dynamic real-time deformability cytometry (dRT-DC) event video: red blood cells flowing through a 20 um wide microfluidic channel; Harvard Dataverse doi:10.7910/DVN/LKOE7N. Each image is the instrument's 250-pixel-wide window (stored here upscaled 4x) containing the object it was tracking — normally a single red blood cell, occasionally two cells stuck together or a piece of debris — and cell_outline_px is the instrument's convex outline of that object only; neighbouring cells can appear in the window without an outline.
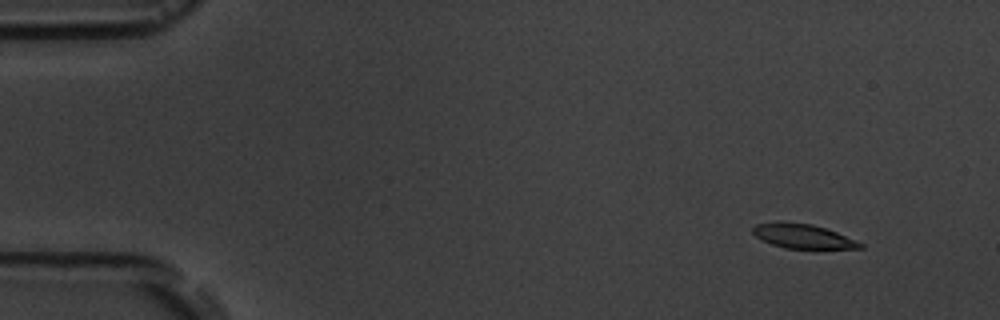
{"species": "common noctule bat (a hibernating species)", "species_latin": "Nyctalus noctula", "temperature_condition": "room temperature", "stored_images_in_passage": 8, "camera_frame_rate_fps": 3000, "um_per_image_px": 0.085, "animal": {"sex": "male", "body_mass_g": 19.5, "forearm_length_mm": 54.6}, "frame": {"image": 1, "passage_image": 2, "time_ms": 1.0, "image_size_px": [1000, 320], "cell_outline_px": [[864, 248], [784, 248], [772, 244], [756, 236], [752, 232], [752, 228], [756, 224], [776, 220], [784, 220], [812, 224], [836, 232], [864, 244]], "centroid_in_image_um": [68.18, 20.04], "position_along_channel_um": 16.8, "area_um2": 15.26}}
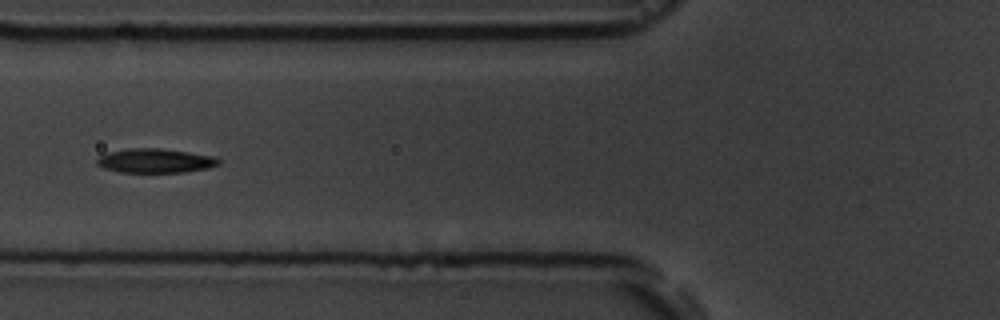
{"frame": {"image": 2, "passage_image": 6, "time_ms": 6.667, "image_size_px": [1000, 320], "cell_outline_px": [[220, 164], [208, 168], [184, 172], [120, 172], [104, 168], [96, 164], [96, 160], [104, 152], [128, 148], [160, 148], [188, 152], [212, 156], [220, 160]], "centroid_in_image_um": [13.15, 13.65], "position_along_channel_um": 112.6, "area_um2": 17.22}}
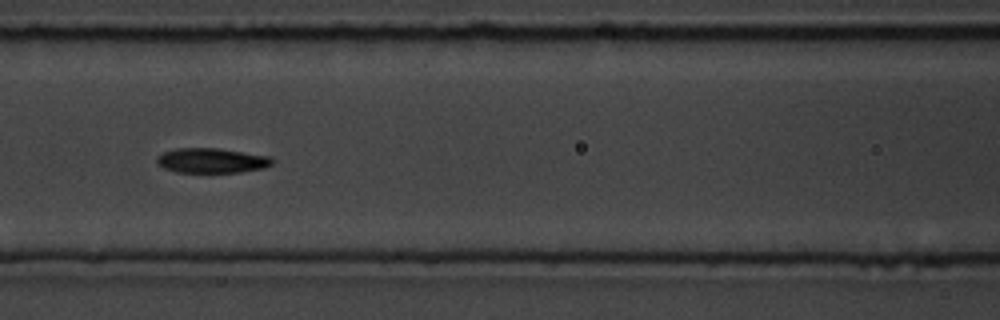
{"frame": {"image": 3, "passage_image": 7, "time_ms": 7.667, "image_size_px": [1000, 320], "cell_outline_px": [[272, 164], [264, 168], [240, 172], [176, 172], [164, 168], [156, 160], [156, 156], [164, 152], [176, 148], [216, 148], [272, 156]], "centroid_in_image_um": [18.0, 13.64], "position_along_channel_um": 148.6, "area_um2": 16.65}}